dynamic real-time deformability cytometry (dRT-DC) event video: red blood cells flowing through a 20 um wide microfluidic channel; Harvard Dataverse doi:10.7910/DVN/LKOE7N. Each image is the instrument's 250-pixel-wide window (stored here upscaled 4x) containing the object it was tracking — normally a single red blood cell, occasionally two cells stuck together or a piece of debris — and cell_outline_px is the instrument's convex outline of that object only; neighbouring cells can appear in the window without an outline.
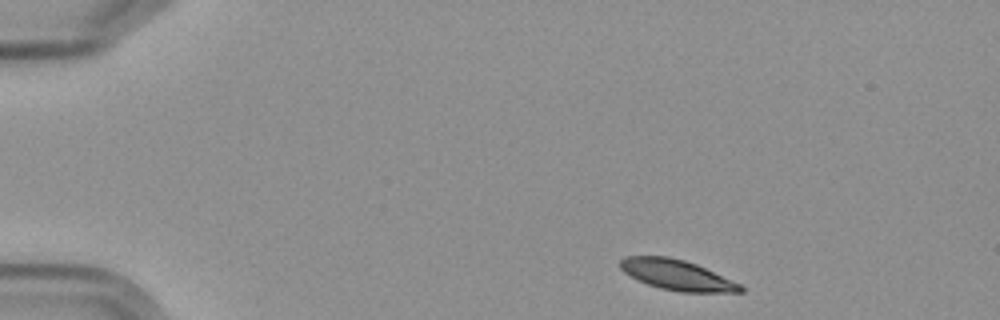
{"species": "Egyptian fruit bat (a non-hibernating species)", "species_latin": "Rousettus aegyptiacus", "temperature_condition": "cold", "stored_images_in_passage": 5, "camera_frame_rate_fps": 3000, "um_per_image_px": 0.085, "frame": {"image": 1, "passage_image": 1, "time_ms": 0.0, "image_size_px": [1000, 320], "cell_outline_px": [[744, 292], [680, 292], [660, 288], [636, 280], [624, 272], [620, 268], [620, 260], [624, 256], [668, 256], [684, 260], [696, 264], [740, 284], [744, 288]], "centroid_in_image_um": [57.5, 23.37], "position_along_channel_um": 27.5, "area_um2": 21.15}}
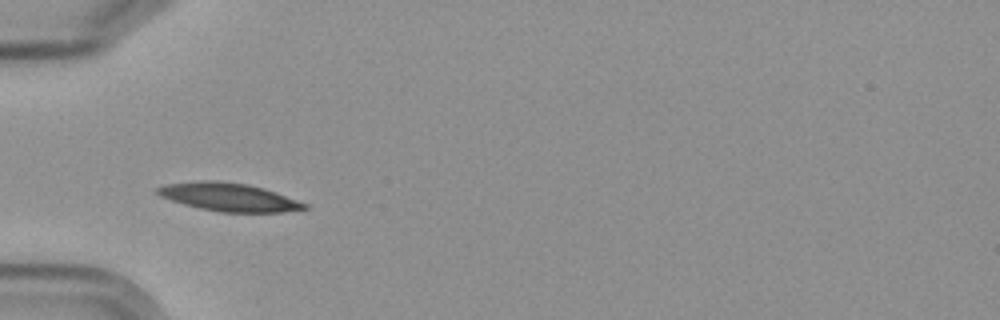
{"frame": {"image": 2, "passage_image": 4, "time_ms": 3.333, "image_size_px": [1000, 320], "cell_outline_px": [[308, 208], [284, 212], [220, 212], [200, 208], [184, 204], [160, 196], [156, 192], [156, 188], [168, 184], [204, 180], [212, 180], [244, 184], [264, 188], [276, 192], [308, 204]], "centroid_in_image_um": [19.47, 16.76], "position_along_channel_um": 65.5, "area_um2": 23.81}}
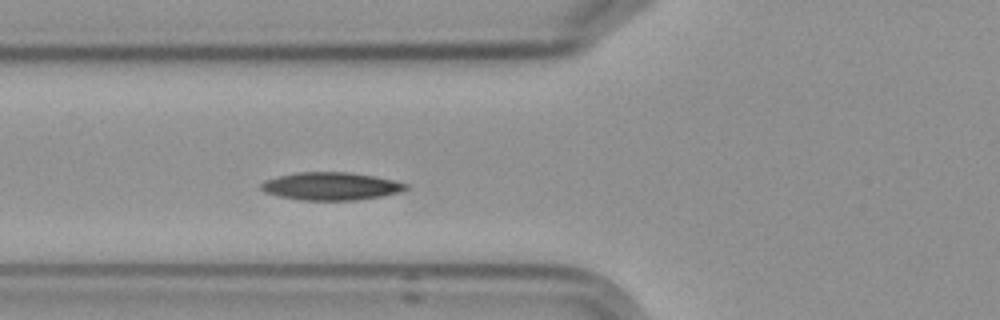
{"frame": {"image": 3, "passage_image": 5, "time_ms": 4.333, "image_size_px": [1000, 320], "cell_outline_px": [[408, 188], [400, 192], [384, 196], [356, 200], [300, 200], [280, 196], [264, 192], [260, 188], [260, 184], [264, 180], [296, 172], [348, 172], [376, 176], [408, 184]], "centroid_in_image_um": [28.14, 15.83], "position_along_channel_um": 97.7, "area_um2": 23.52}}